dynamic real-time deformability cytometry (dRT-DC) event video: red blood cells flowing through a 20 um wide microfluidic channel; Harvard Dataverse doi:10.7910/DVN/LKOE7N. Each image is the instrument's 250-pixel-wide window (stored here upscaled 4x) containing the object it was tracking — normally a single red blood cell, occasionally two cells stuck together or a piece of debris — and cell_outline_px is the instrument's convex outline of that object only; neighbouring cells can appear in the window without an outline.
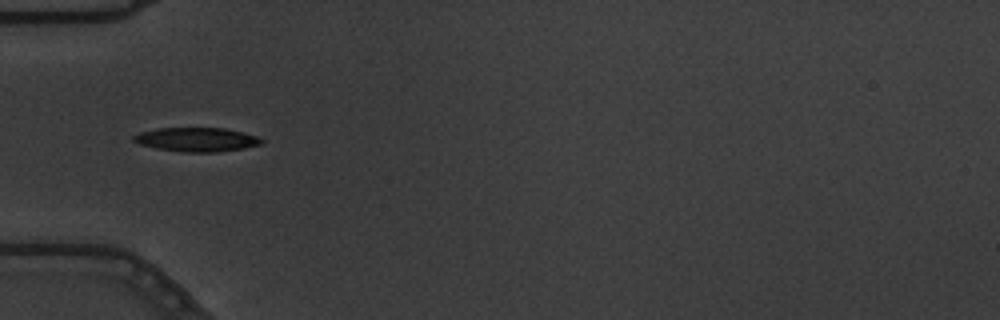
{"species": "common noctule bat (a hibernating species)", "species_latin": "Nyctalus noctula", "temperature_condition": "warm", "stored_images_in_passage": 38, "camera_frame_rate_fps": 3000, "um_per_image_px": 0.085, "animal": {"sex": "male", "body_mass_g": 19.5, "forearm_length_mm": 54.6}, "frame": {"image": 1, "passage_image": 1, "time_ms": 0.0, "image_size_px": [1000, 320], "cell_outline_px": [[264, 144], [244, 148], [216, 152], [184, 152], [156, 148], [140, 144], [132, 140], [132, 136], [140, 132], [156, 128], [224, 128], [256, 136], [264, 140]], "centroid_in_image_um": [16.71, 11.86], "position_along_channel_um": 68.3, "area_um2": 17.86}}
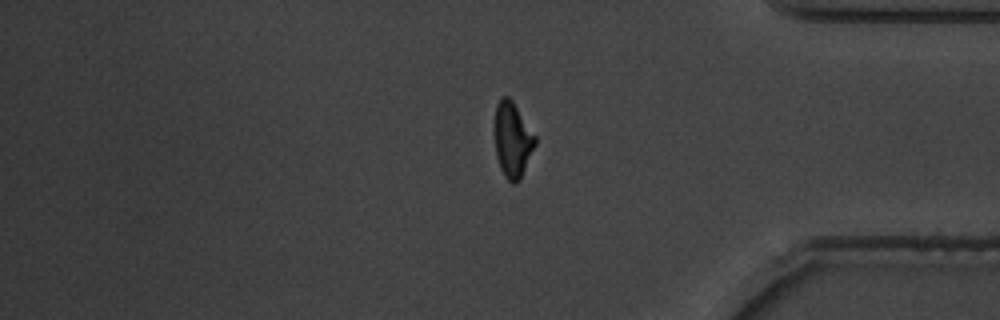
{"frame": {"image": 2, "passage_image": 29, "time_ms": 9.333, "image_size_px": [1000, 320], "cell_outline_px": [[536, 144], [520, 180], [516, 184], [512, 184], [504, 176], [500, 168], [496, 156], [496, 104], [504, 96], [508, 96], [512, 100], [536, 136]], "centroid_in_image_um": [43.59, 11.92], "position_along_channel_um": 391.6, "area_um2": 17.51}}
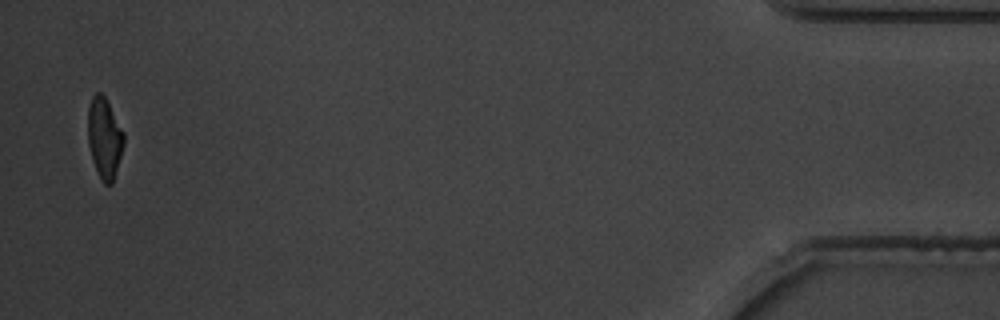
{"frame": {"image": 3, "passage_image": 37, "time_ms": 12.0, "image_size_px": [1000, 320], "cell_outline_px": [[124, 144], [112, 184], [104, 184], [92, 160], [88, 144], [88, 108], [92, 96], [96, 92], [100, 92], [104, 96], [124, 132]], "centroid_in_image_um": [8.87, 11.71], "position_along_channel_um": 426.3, "area_um2": 16.65}, "authors_computed_cell_mechanics": {"area_um2": 17.918, "velocity_mm_per_s": 3.6608, "shape_relaxation_time_tau1_ms": 2.7672, "shape_relaxation_time_tau2_ms": 1.5461, "deformation_change_tau1": 0.171, "deformation_change_tau2": 0.0617}}